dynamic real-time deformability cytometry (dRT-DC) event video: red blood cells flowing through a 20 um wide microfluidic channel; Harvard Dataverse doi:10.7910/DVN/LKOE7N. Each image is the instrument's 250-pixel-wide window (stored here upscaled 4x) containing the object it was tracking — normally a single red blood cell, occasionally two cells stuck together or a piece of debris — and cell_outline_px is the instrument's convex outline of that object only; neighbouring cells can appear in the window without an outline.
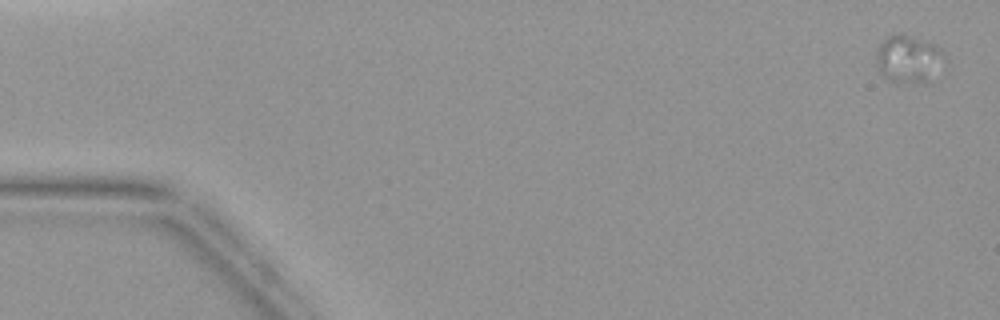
{"species": "common noctule bat (a hibernating species)", "species_latin": "Nyctalus noctula", "temperature_condition": "warm", "stored_images_in_passage": 4, "camera_frame_rate_fps": 3000, "um_per_image_px": 0.085, "animal": {"sex": "female", "body_mass_g": 19.9}, "frame": {"image": 1, "passage_image": 1, "time_ms": 0.0, "image_size_px": [1000, 320], "cell_outline_px": [[940, 52], [928, 80], [924, 84], [896, 84], [888, 80], [880, 72], [876, 64], [876, 56], [880, 44], [888, 36], [900, 32], [932, 44], [940, 48]], "centroid_in_image_um": [77.05, 5.04], "position_along_channel_um": 8.0, "area_um2": 18.03}}
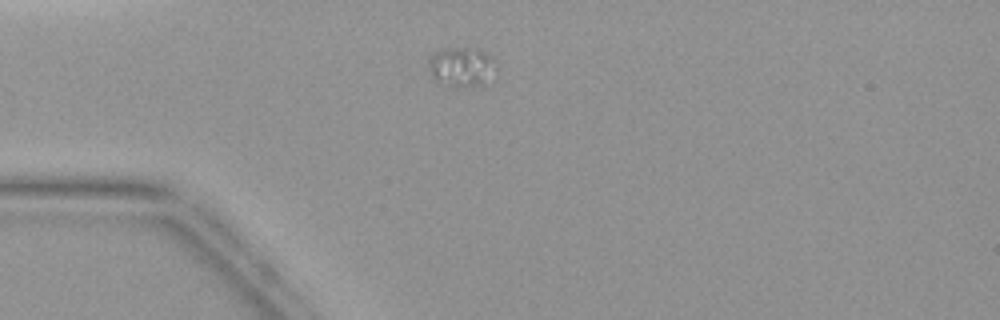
{"frame": {"image": 2, "passage_image": 4, "time_ms": 3.667, "image_size_px": [1000, 320], "cell_outline_px": [[496, 80], [480, 84], [456, 88], [452, 88], [436, 84], [428, 68], [428, 56], [440, 48], [480, 48], [492, 56], [496, 68]], "centroid_in_image_um": [39.23, 5.71], "position_along_channel_um": 45.8, "area_um2": 16.59}}